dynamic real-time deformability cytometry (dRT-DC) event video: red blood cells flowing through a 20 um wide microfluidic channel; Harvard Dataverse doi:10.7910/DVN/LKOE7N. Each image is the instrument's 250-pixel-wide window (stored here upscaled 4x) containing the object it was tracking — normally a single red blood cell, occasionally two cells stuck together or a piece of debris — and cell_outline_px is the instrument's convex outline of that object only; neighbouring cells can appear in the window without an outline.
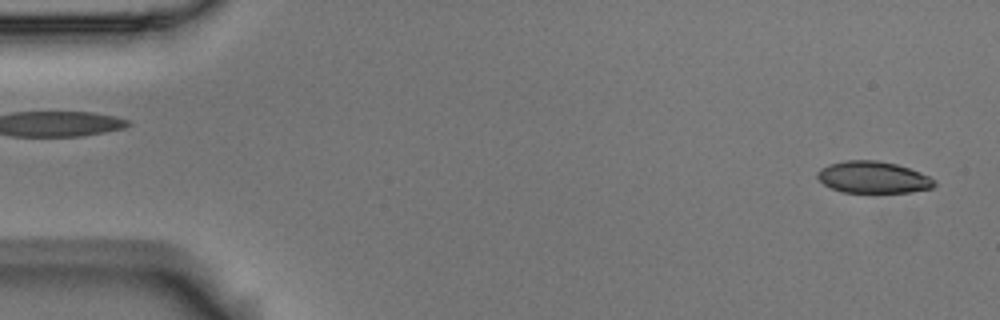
{"species": "Egyptian fruit bat (a non-hibernating species)", "species_latin": "Rousettus aegyptiacus", "temperature_condition": "room temperature", "stored_images_in_passage": 4, "camera_frame_rate_fps": 3000, "um_per_image_px": 0.085, "animal": {"sex": "male"}, "frame": {"image": 1, "passage_image": 1, "time_ms": 0.0, "image_size_px": [1000, 320], "cell_outline_px": [[936, 184], [932, 188], [912, 192], [840, 192], [824, 184], [816, 176], [816, 172], [820, 168], [828, 164], [844, 160], [876, 160], [896, 164], [920, 172], [936, 180]], "centroid_in_image_um": [74.2, 15.06], "position_along_channel_um": 10.8, "area_um2": 21.73}}